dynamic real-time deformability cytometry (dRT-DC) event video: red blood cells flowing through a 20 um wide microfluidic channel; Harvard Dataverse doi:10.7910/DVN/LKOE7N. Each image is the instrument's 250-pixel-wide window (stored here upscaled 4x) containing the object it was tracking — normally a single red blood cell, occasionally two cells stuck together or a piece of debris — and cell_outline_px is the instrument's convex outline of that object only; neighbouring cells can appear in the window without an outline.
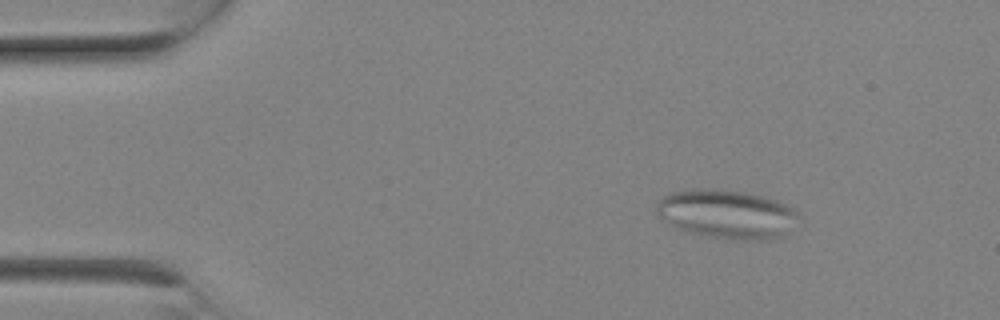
{"species": "Egyptian fruit bat (a non-hibernating species)", "species_latin": "Rousettus aegyptiacus", "temperature_condition": "room temperature", "stored_images_in_passage": 8, "camera_frame_rate_fps": 3000, "um_per_image_px": 0.085, "animal": {"sex": "female"}, "frame": {"image": 1, "passage_image": 2, "time_ms": 0.333, "image_size_px": [1000, 320], "cell_outline_px": [[800, 216], [784, 236], [776, 240], [728, 240], [692, 232], [676, 228], [668, 224], [656, 212], [656, 204], [664, 196], [672, 192], [692, 188], [708, 188], [744, 192], [776, 200], [792, 208]], "centroid_in_image_um": [61.78, 18.21], "position_along_channel_um": 23.2, "area_um2": 40.52}}
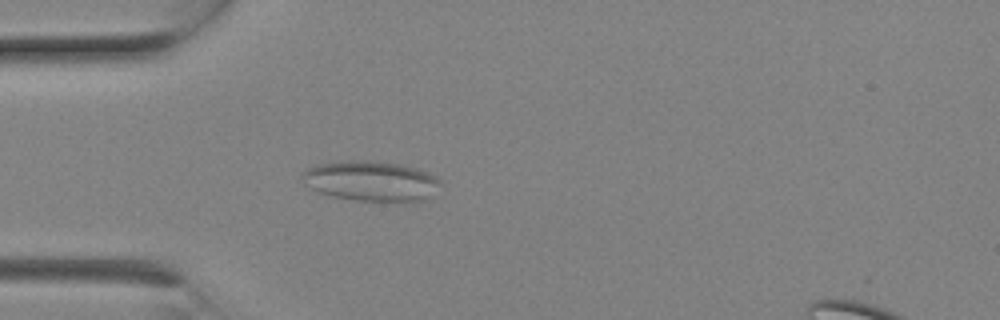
{"frame": {"image": 2, "passage_image": 5, "time_ms": 1.333, "image_size_px": [1000, 320], "cell_outline_px": [[440, 184], [424, 200], [356, 200], [332, 196], [320, 192], [304, 184], [300, 176], [308, 168], [320, 164], [352, 160], [368, 160], [400, 164], [416, 168], [428, 172], [436, 176], [440, 180]], "centroid_in_image_um": [31.51, 15.36], "position_along_channel_um": 53.5, "area_um2": 31.67}}